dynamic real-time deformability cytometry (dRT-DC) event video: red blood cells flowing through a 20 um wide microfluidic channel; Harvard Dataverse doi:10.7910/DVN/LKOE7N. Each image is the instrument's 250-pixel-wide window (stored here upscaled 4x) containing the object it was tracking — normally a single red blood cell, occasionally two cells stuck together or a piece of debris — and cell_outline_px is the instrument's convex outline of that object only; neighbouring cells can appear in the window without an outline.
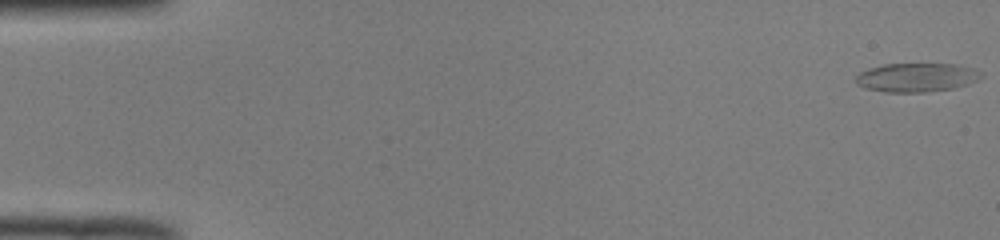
{"species": "common noctule bat (a hibernating species)", "species_latin": "Nyctalus noctula", "temperature_condition": "room temperature", "stored_images_in_passage": 52, "camera_frame_rate_fps": 3000, "um_per_image_px": 0.085, "animal": {"sex": "male", "body_mass_g": 19.0, "forearm_length_mm": 50.8}, "frame": {"image": 1, "passage_image": 1, "time_ms": 0.0, "image_size_px": [1000, 240], "cell_outline_px": [[984, 76], [976, 80], [952, 88], [924, 92], [884, 92], [864, 88], [856, 84], [856, 76], [860, 72], [868, 68], [884, 64], [956, 64], [972, 68], [980, 72]], "centroid_in_image_um": [77.85, 6.58], "position_along_channel_um": 7.2, "area_um2": 20.92}}
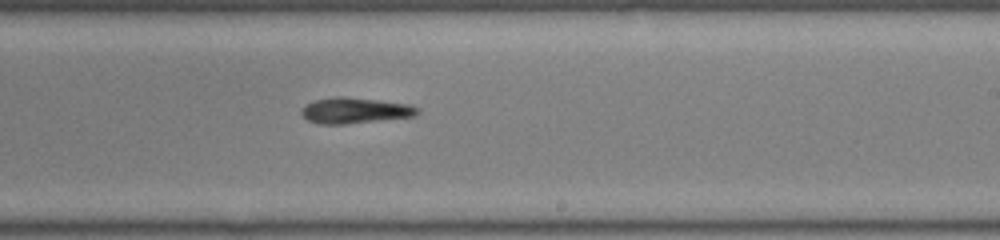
{"frame": {"image": 2, "passage_image": 32, "time_ms": 10.333, "image_size_px": [1000, 240], "cell_outline_px": [[420, 112], [416, 116], [344, 124], [320, 124], [308, 120], [300, 112], [308, 104], [316, 100], [336, 96], [344, 96], [408, 104], [420, 108]], "centroid_in_image_um": [30.21, 9.39], "position_along_channel_um": 258.8, "area_um2": 17.22}}
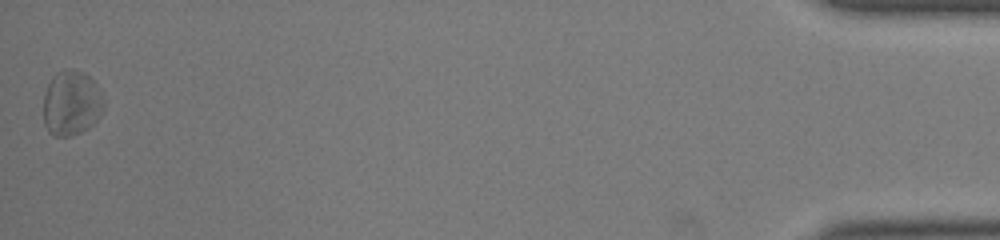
{"frame": {"image": 3, "passage_image": 52, "time_ms": 17.0, "image_size_px": [1000, 240], "cell_outline_px": [[104, 112], [88, 128], [72, 136], [52, 136], [48, 132], [44, 124], [44, 92], [52, 76], [68, 68], [72, 68], [84, 72], [96, 84], [104, 96]], "centroid_in_image_um": [6.08, 8.77], "position_along_channel_um": 429.1, "area_um2": 23.18}, "authors_computed_cell_mechanics": {"area_um2": 18.785, "velocity_mm_per_s": 3.9363, "shape_relaxation_time_tau1_ms": 6.478, "shape_relaxation_time_tau2_ms": null, "deformation_change_tau1": 0.1359, "deformation_change_tau2": null}}